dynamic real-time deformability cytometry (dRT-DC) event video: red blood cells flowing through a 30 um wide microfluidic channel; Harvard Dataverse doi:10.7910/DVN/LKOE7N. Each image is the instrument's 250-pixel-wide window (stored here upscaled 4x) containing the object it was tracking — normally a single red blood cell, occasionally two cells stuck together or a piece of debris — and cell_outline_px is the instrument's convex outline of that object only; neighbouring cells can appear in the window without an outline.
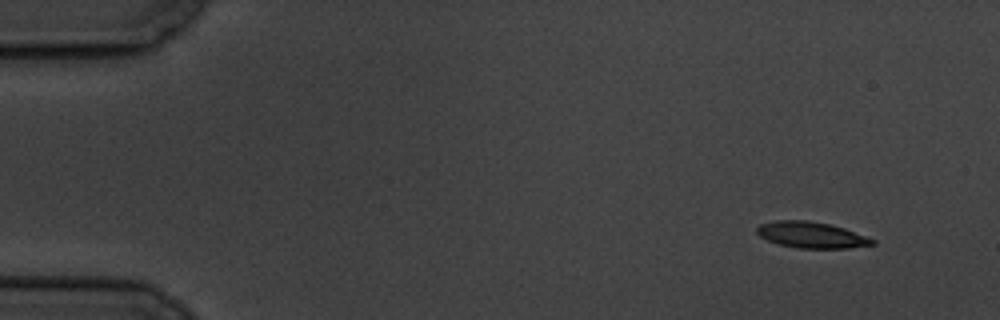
{"species": "common noctule bat (a hibernating species)", "species_latin": "Nyctalus noctula", "temperature_condition": "cold", "stored_images_in_passage": 4, "camera_frame_rate_fps": 3000, "um_per_image_px": 0.085, "animal": {"sex": "male", "body_mass_g": 19.5, "forearm_length_mm": 54.6}, "frame": {"image": 1, "passage_image": 1, "time_ms": 0.0, "image_size_px": [1000, 320], "cell_outline_px": [[876, 244], [848, 248], [796, 248], [780, 244], [768, 240], [760, 236], [756, 232], [756, 228], [760, 224], [776, 220], [808, 220], [828, 224], [844, 228], [876, 240]], "centroid_in_image_um": [68.96, 19.97], "position_along_channel_um": 16.0, "area_um2": 17.51}}
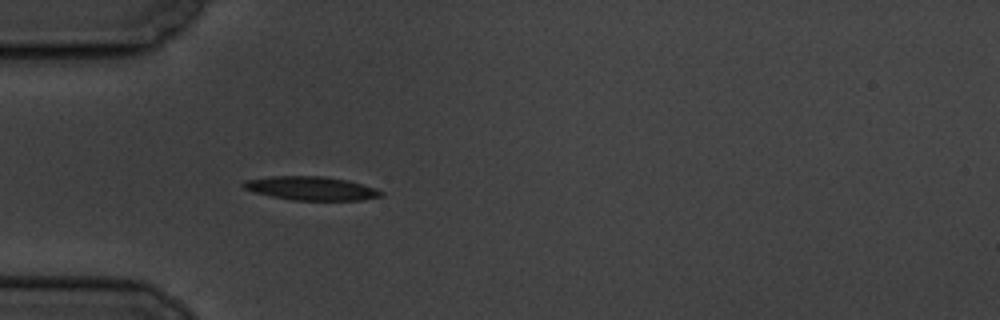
{"frame": {"image": 2, "passage_image": 4, "time_ms": 4.333, "image_size_px": [1000, 320], "cell_outline_px": [[384, 192], [380, 196], [360, 200], [292, 200], [272, 196], [256, 192], [244, 188], [240, 184], [244, 180], [272, 176], [324, 176], [348, 180], [376, 188]], "centroid_in_image_um": [26.44, 16.0], "position_along_channel_um": 58.6, "area_um2": 18.9}}